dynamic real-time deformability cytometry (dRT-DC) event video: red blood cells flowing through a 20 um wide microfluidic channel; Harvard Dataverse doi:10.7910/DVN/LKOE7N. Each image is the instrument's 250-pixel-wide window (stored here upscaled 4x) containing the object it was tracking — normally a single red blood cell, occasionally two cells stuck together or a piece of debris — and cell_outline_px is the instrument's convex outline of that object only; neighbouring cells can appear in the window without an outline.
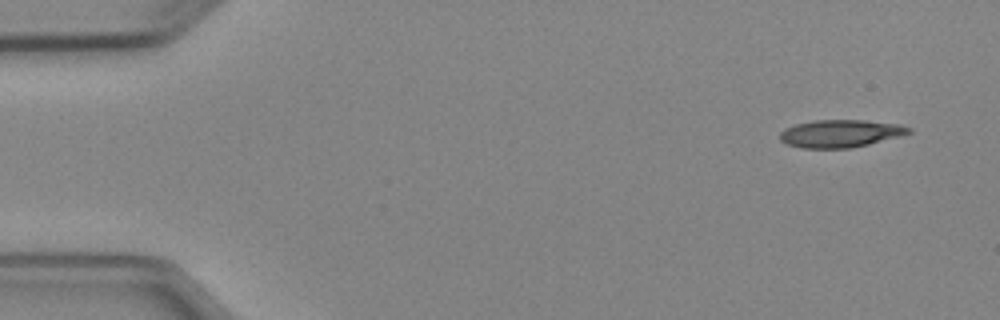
{"species": "Egyptian fruit bat (a non-hibernating species)", "species_latin": "Rousettus aegyptiacus", "temperature_condition": "cold", "stored_images_in_passage": 5, "segment_of_instrument_passage": [1, 2], "camera_frame_rate_fps": 3000, "um_per_image_px": 0.085, "animal": {"sex": "female"}, "frame": {"image": 1, "passage_image": 1, "time_ms": 0.0, "image_size_px": [1000, 320], "cell_outline_px": [[912, 132], [900, 136], [852, 148], [804, 148], [784, 144], [780, 140], [780, 132], [784, 128], [796, 124], [812, 120], [864, 120], [900, 124], [912, 128]], "centroid_in_image_um": [71.42, 11.34], "position_along_channel_um": 13.6, "area_um2": 20.87}}
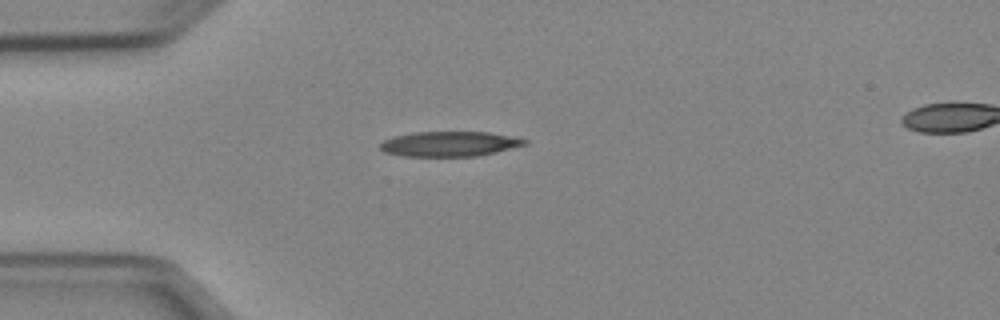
{"frame": {"image": 2, "passage_image": 4, "time_ms": 3.333, "image_size_px": [1000, 320], "cell_outline_px": [[528, 144], [496, 152], [476, 156], [404, 156], [384, 152], [380, 148], [380, 144], [384, 140], [392, 136], [412, 132], [488, 132], [528, 140]], "centroid_in_image_um": [38.18, 12.23], "position_along_channel_um": 46.8, "area_um2": 20.98}}